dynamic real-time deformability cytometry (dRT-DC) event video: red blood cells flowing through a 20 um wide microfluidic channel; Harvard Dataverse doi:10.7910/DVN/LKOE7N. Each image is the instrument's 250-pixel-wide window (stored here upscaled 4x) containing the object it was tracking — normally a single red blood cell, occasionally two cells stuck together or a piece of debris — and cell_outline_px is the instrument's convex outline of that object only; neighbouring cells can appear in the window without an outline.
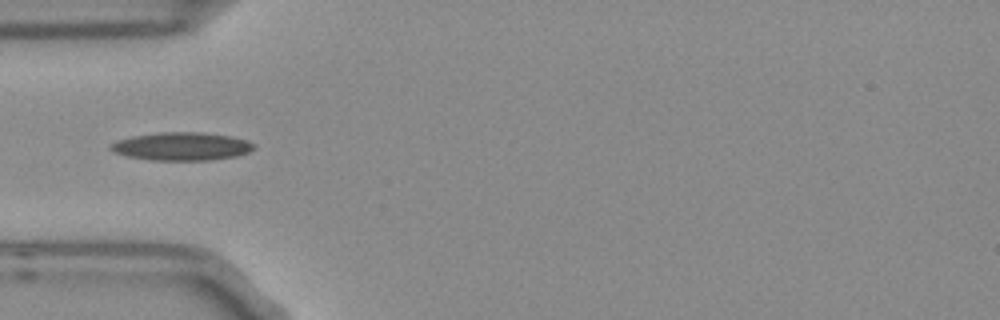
{"species": "Egyptian fruit bat (a non-hibernating species)", "species_latin": "Rousettus aegyptiacus", "temperature_condition": "room temperature", "stored_images_in_passage": 7, "camera_frame_rate_fps": 3000, "um_per_image_px": 0.085, "frame": {"image": 1, "passage_image": 4, "time_ms": 1.0, "image_size_px": [1000, 320], "cell_outline_px": [[256, 148], [248, 152], [236, 156], [208, 160], [152, 160], [128, 156], [116, 152], [108, 148], [108, 144], [116, 140], [132, 136], [160, 132], [200, 132], [232, 136], [248, 140], [256, 144]], "centroid_in_image_um": [15.46, 12.43], "position_along_channel_um": 69.5, "area_um2": 23.58}}
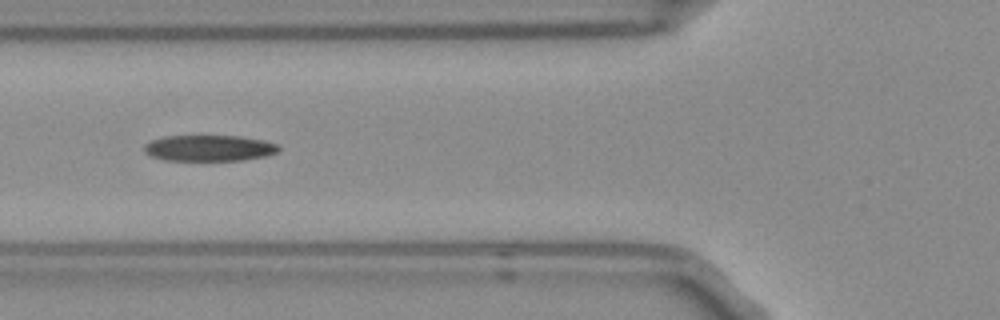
{"frame": {"image": 2, "passage_image": 5, "time_ms": 1.333, "image_size_px": [1000, 320], "cell_outline_px": [[280, 148], [276, 152], [264, 156], [244, 160], [164, 160], [152, 156], [144, 152], [144, 144], [152, 140], [164, 136], [240, 136], [264, 140], [276, 144]], "centroid_in_image_um": [17.75, 12.58], "position_along_channel_um": 108.0, "area_um2": 20.29}}